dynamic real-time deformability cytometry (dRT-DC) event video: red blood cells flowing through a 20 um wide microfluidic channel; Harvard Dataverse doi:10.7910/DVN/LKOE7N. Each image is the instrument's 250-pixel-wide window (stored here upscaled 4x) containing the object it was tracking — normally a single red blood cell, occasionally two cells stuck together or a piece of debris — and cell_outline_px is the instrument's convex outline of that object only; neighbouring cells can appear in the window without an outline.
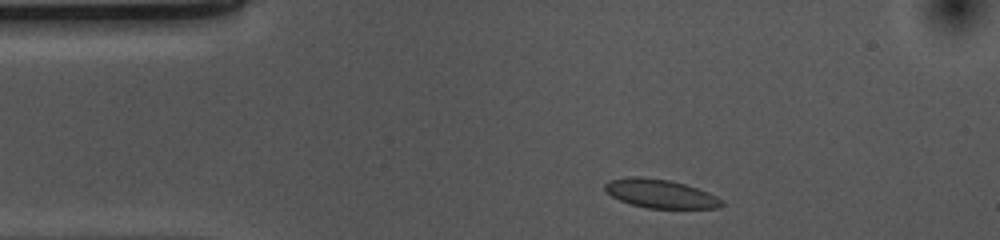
{"species": "common noctule bat (a hibernating species)", "species_latin": "Nyctalus noctula", "temperature_condition": "cold", "stored_images_in_passage": 34, "camera_frame_rate_fps": 3000, "um_per_image_px": 0.085, "animal": {"sex": "female", "body_mass_g": 10.0, "forearm_length_mm": 53.1}, "frame": {"image": 1, "passage_image": 1, "time_ms": 0.0, "image_size_px": [1000, 240], "cell_outline_px": [[724, 204], [720, 208], [648, 208], [632, 204], [620, 200], [612, 196], [604, 188], [604, 184], [612, 180], [628, 176], [640, 176], [672, 180], [708, 192], [724, 200]], "centroid_in_image_um": [56.16, 16.45], "position_along_channel_um": 28.8, "area_um2": 19.48}}
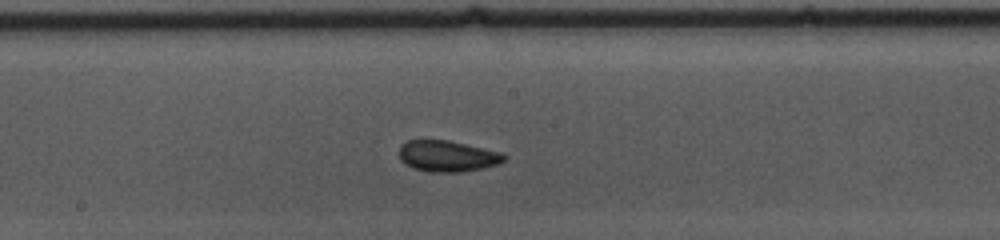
{"frame": {"image": 2, "passage_image": 19, "time_ms": 6.0, "image_size_px": [1000, 240], "cell_outline_px": [[508, 156], [504, 160], [496, 164], [484, 168], [460, 172], [428, 172], [412, 168], [404, 164], [400, 160], [400, 144], [408, 140], [448, 140], [500, 152]], "centroid_in_image_um": [37.99, 13.27], "position_along_channel_um": 210.2, "area_um2": 19.07}}
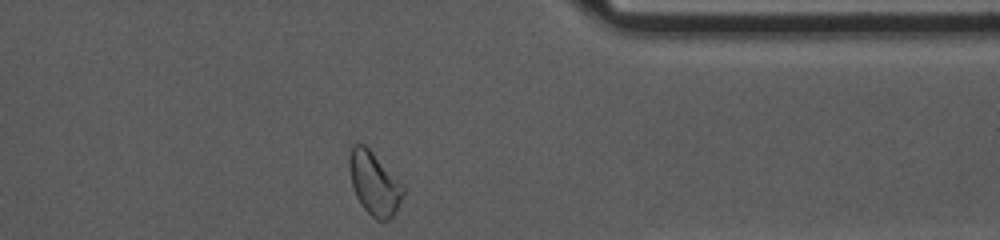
{"frame": {"image": 3, "passage_image": 34, "time_ms": 11.0, "image_size_px": [1000, 240], "cell_outline_px": [[404, 196], [392, 216], [388, 220], [376, 220], [360, 204], [356, 196], [352, 184], [348, 164], [348, 156], [352, 144], [356, 140], [364, 144], [372, 152], [404, 188]], "centroid_in_image_um": [31.76, 15.56], "position_along_channel_um": 379.6, "area_um2": 19.54}, "authors_computed_cell_mechanics": {"area_um2": 18.9006, "velocity_mm_per_s": 3.6694, "shape_relaxation_time_tau1_ms": 10.0571, "shape_relaxation_time_tau2_ms": null, "deformation_change_tau1": 0.131, "deformation_change_tau2": null}}